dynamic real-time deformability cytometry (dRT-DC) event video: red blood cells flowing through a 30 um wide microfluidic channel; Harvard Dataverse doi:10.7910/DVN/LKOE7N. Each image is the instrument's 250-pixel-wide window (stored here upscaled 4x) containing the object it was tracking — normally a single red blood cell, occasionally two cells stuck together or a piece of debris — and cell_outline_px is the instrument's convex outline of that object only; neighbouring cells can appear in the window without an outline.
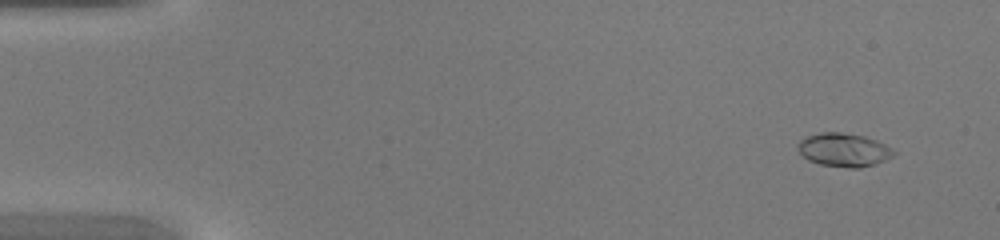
{"species": "common noctule bat (a hibernating species)", "species_latin": "Nyctalus noctula", "temperature_condition": "warm", "stored_images_in_passage": 46, "camera_frame_rate_fps": 3000, "um_per_image_px": 0.085, "animal": {"sex": "female", "body_mass_g": 20.0, "forearm_length_mm": 54.0}, "frame": {"image": 1, "passage_image": 4, "time_ms": 1.0, "image_size_px": [1000, 240], "cell_outline_px": [[896, 152], [892, 156], [876, 164], [860, 168], [848, 168], [820, 164], [808, 160], [796, 148], [796, 144], [804, 136], [820, 132], [840, 132], [864, 136], [876, 140], [892, 148]], "centroid_in_image_um": [71.69, 12.73], "position_along_channel_um": 13.3, "area_um2": 18.84}}
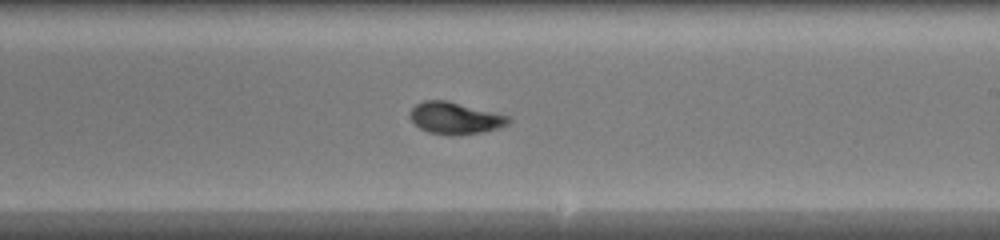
{"frame": {"image": 2, "passage_image": 28, "time_ms": 9.0, "image_size_px": [1000, 240], "cell_outline_px": [[512, 120], [508, 124], [496, 128], [480, 132], [452, 136], [448, 136], [428, 132], [420, 128], [408, 116], [408, 112], [416, 104], [424, 100], [448, 100], [512, 116]], "centroid_in_image_um": [38.68, 10.03], "position_along_channel_um": 250.3, "area_um2": 18.55}}
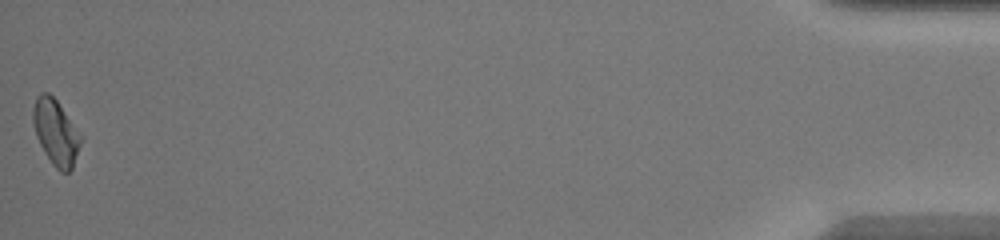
{"frame": {"image": 3, "passage_image": 46, "time_ms": 15.0, "image_size_px": [1000, 240], "cell_outline_px": [[84, 136], [72, 168], [68, 172], [60, 172], [52, 164], [44, 152], [36, 136], [32, 120], [32, 108], [36, 96], [40, 92], [48, 92], [56, 100]], "centroid_in_image_um": [4.75, 11.23], "position_along_channel_um": 430.5, "area_um2": 18.5}}